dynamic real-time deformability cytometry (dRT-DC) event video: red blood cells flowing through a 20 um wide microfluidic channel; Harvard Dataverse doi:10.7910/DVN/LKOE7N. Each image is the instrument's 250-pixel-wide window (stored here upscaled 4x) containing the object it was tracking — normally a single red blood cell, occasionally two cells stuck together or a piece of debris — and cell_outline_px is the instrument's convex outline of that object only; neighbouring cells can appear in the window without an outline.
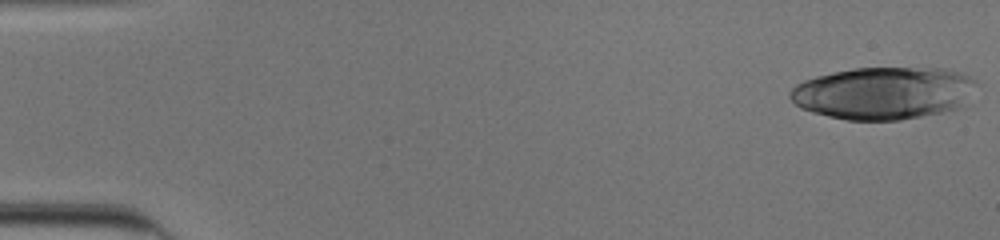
{"species": "human", "species_latin": "Homo sapiens", "temperature_condition": "cold", "stored_images_in_passage": 46, "camera_frame_rate_fps": 3000, "um_per_image_px": 0.085, "donor": {"sex": "male"}, "frame": {"image": 1, "passage_image": 1, "time_ms": 0.0, "image_size_px": [1000, 240], "cell_outline_px": [[976, 84], [964, 108], [944, 112], [900, 120], [848, 120], [828, 116], [812, 112], [800, 108], [788, 96], [788, 92], [796, 84], [804, 80], [816, 76], [832, 72], [852, 68], [944, 68], [960, 72], [972, 76], [976, 80]], "centroid_in_image_um": [75.13, 7.91], "position_along_channel_um": 9.9, "area_um2": 57.57}}